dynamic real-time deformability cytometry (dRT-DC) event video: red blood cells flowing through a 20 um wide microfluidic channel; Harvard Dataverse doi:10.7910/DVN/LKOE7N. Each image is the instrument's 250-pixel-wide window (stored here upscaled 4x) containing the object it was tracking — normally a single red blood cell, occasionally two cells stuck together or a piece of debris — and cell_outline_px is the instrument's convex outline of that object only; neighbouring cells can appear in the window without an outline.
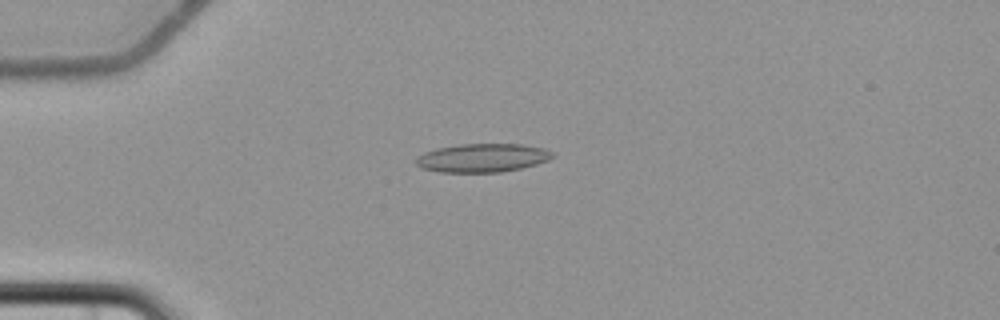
{"species": "common noctule bat (a hibernating species)", "species_latin": "Nyctalus noctula", "temperature_condition": "cold", "stored_images_in_passage": 2, "camera_frame_rate_fps": 3000, "um_per_image_px": 0.085, "animal": {"sex": "female", "body_mass_g": 22.7, "forearm_length_mm": 54.2}, "frame": {"image": 1, "passage_image": 2, "time_ms": 1.333, "image_size_px": [1000, 320], "cell_outline_px": [[556, 156], [548, 160], [536, 164], [520, 168], [500, 172], [440, 172], [420, 168], [416, 164], [416, 156], [424, 152], [436, 148], [460, 144], [520, 144], [544, 148], [552, 152]], "centroid_in_image_um": [40.98, 13.41], "position_along_channel_um": 44.0, "area_um2": 22.77}}